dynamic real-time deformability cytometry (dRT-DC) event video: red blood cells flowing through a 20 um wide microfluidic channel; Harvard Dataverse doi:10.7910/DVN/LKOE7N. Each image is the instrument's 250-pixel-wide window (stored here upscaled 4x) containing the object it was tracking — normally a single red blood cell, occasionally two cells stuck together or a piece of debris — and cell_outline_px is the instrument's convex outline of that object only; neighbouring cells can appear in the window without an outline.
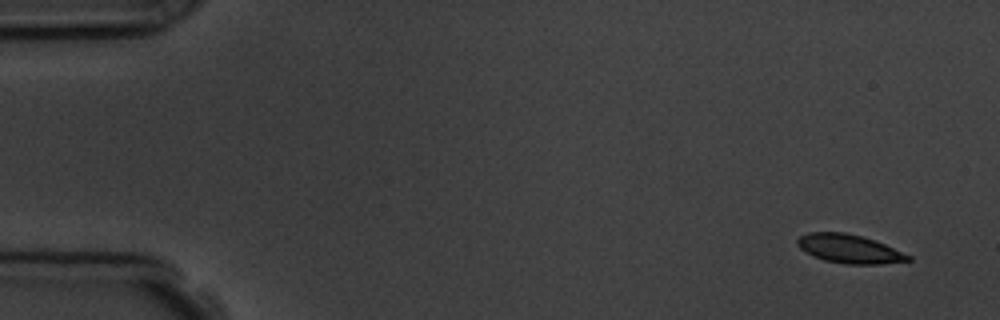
{"species": "common noctule bat (a hibernating species)", "species_latin": "Nyctalus noctula", "temperature_condition": "room temperature", "stored_images_in_passage": 15, "camera_frame_rate_fps": 3000, "um_per_image_px": 0.085, "animal": {"sex": "male", "body_mass_g": 19.5, "forearm_length_mm": 54.6}, "frame": {"image": 1, "passage_image": 1, "time_ms": 0.0, "image_size_px": [1000, 320], "cell_outline_px": [[912, 260], [880, 264], [844, 264], [824, 260], [800, 248], [796, 244], [796, 240], [800, 236], [808, 232], [844, 232], [860, 236], [884, 244], [912, 256]], "centroid_in_image_um": [72.18, 21.15], "position_along_channel_um": 12.8, "area_um2": 18.26}}
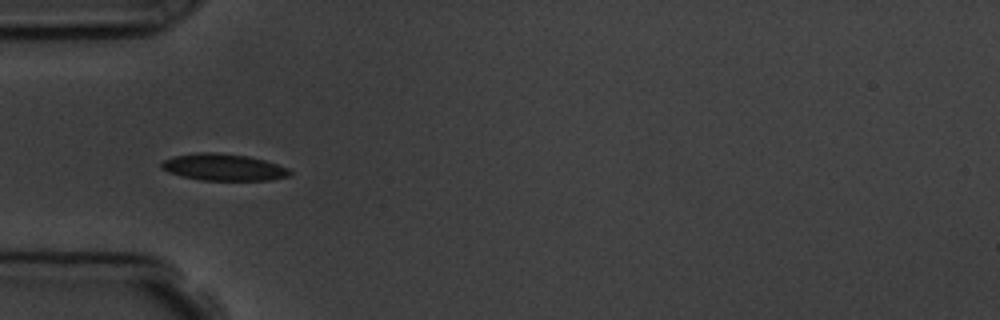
{"frame": {"image": 2, "passage_image": 5, "time_ms": 4.667, "image_size_px": [1000, 320], "cell_outline_px": [[292, 172], [288, 176], [268, 180], [200, 180], [180, 176], [168, 172], [160, 168], [160, 164], [164, 160], [176, 156], [196, 152], [216, 152], [248, 156], [264, 160], [288, 168]], "centroid_in_image_um": [18.96, 14.21], "position_along_channel_um": 66.0, "area_um2": 20.0}, "authors_computed_cell_mechanics": {"area_um2": 19.074, "velocity_mm_per_s": 3.7975, "shape_relaxation_time_tau1_ms": 2.9536, "shape_relaxation_time_tau2_ms": null, "deformation_change_tau1": 0.0872, "deformation_change_tau2": null}}